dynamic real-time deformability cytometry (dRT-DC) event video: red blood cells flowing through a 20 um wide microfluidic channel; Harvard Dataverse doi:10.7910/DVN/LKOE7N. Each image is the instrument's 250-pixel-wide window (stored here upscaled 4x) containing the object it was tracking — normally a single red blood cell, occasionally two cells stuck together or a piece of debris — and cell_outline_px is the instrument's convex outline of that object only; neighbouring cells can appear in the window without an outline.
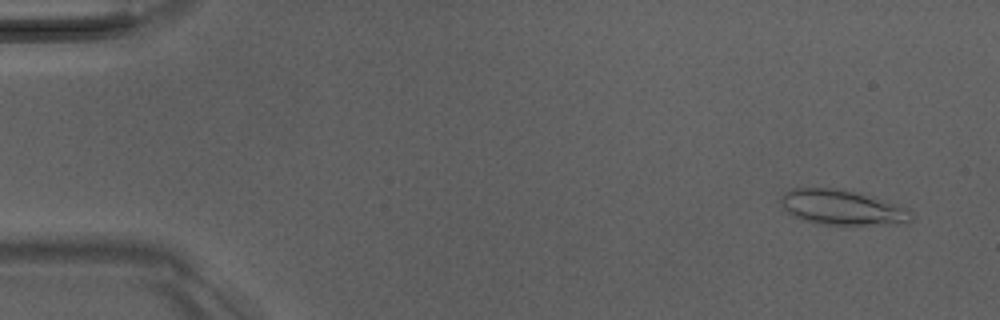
{"species": "Egyptian fruit bat (a non-hibernating species)", "species_latin": "Rousettus aegyptiacus", "temperature_condition": "room temperature", "stored_images_in_passage": 51, "camera_frame_rate_fps": 3000, "um_per_image_px": 0.085, "animal": {"sex": "male"}, "frame": {"image": 1, "passage_image": 3, "time_ms": 0.667, "image_size_px": [1000, 320], "cell_outline_px": [[912, 220], [908, 224], [844, 228], [816, 224], [800, 220], [788, 212], [780, 204], [780, 196], [784, 192], [792, 188], [844, 188], [860, 192], [908, 208], [912, 212]], "centroid_in_image_um": [71.64, 17.69], "position_along_channel_um": 13.4, "area_um2": 28.44}}
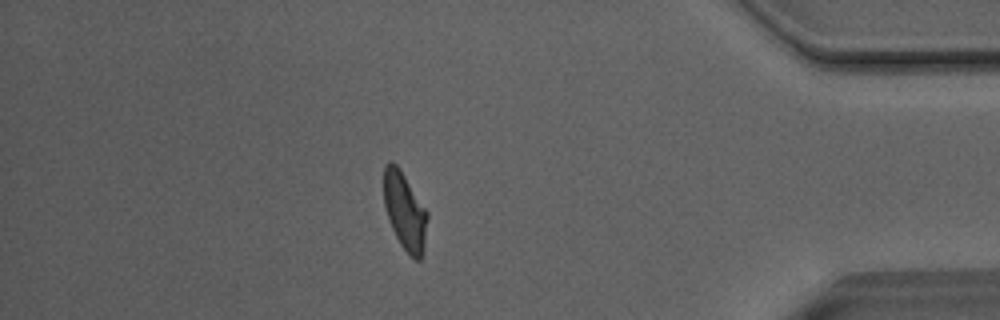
{"frame": {"image": 2, "passage_image": 44, "time_ms": 14.333, "image_size_px": [1000, 320], "cell_outline_px": [[428, 216], [424, 248], [420, 260], [416, 260], [408, 256], [400, 244], [388, 220], [384, 204], [384, 168], [388, 160], [392, 160], [400, 168], [428, 212]], "centroid_in_image_um": [34.41, 17.95], "position_along_channel_um": 400.8, "area_um2": 19.88}}
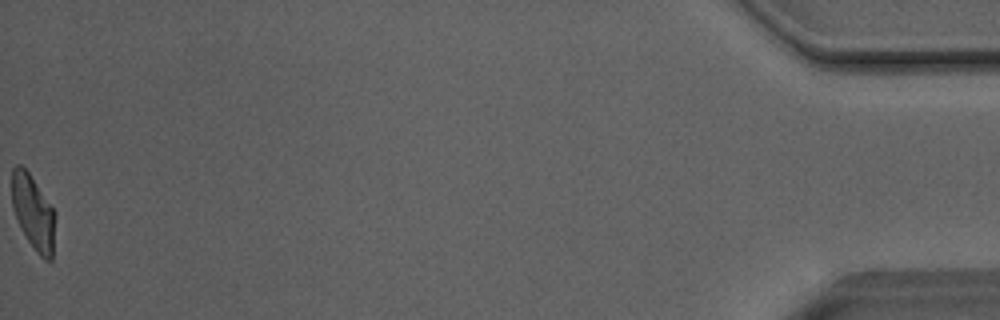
{"frame": {"image": 3, "passage_image": 51, "time_ms": 16.667, "image_size_px": [1000, 320], "cell_outline_px": [[56, 216], [52, 260], [44, 260], [36, 252], [20, 228], [12, 208], [12, 168], [16, 164], [20, 164], [28, 172], [56, 212]], "centroid_in_image_um": [2.83, 18.07], "position_along_channel_um": 432.4, "area_um2": 18.96}, "authors_computed_cell_mechanics": {"area_um2": 20.7502, "velocity_mm_per_s": 4.0428, "shape_relaxation_time_tau1_ms": 7.4655, "shape_relaxation_time_tau2_ms": 1.5974, "deformation_change_tau1": 0.2225, "deformation_change_tau2": 0.0931}}